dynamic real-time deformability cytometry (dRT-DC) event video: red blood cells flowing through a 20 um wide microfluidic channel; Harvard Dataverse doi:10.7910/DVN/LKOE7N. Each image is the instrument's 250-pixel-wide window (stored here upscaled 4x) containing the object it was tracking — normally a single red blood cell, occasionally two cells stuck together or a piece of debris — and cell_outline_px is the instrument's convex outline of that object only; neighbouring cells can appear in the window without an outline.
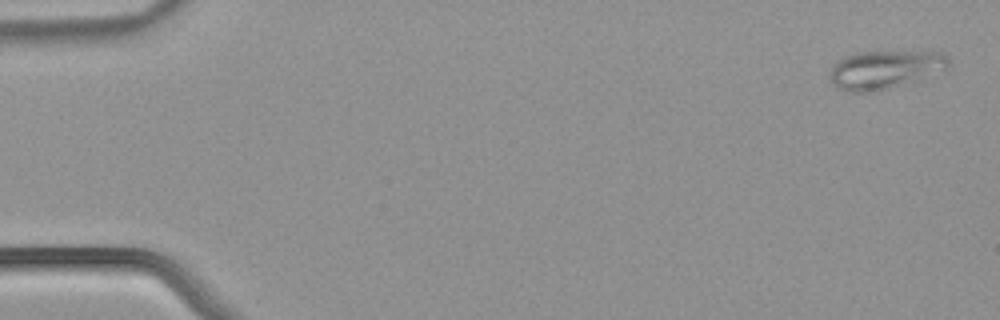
{"species": "common noctule bat (a hibernating species)", "species_latin": "Nyctalus noctula", "temperature_condition": "warm", "stored_images_in_passage": 52, "camera_frame_rate_fps": 3000, "um_per_image_px": 0.085, "animal": {"sex": "male", "body_mass_g": 21.5, "forearm_length_mm": 52.0}, "frame": {"image": 1, "passage_image": 2, "time_ms": 0.333, "image_size_px": [1000, 320], "cell_outline_px": [[948, 68], [944, 72], [920, 80], [888, 88], [868, 92], [848, 92], [836, 88], [828, 80], [828, 76], [832, 64], [836, 60], [844, 56], [856, 52], [928, 48], [944, 52], [948, 56]], "centroid_in_image_um": [75.28, 5.85], "position_along_channel_um": 9.7, "area_um2": 28.38}}
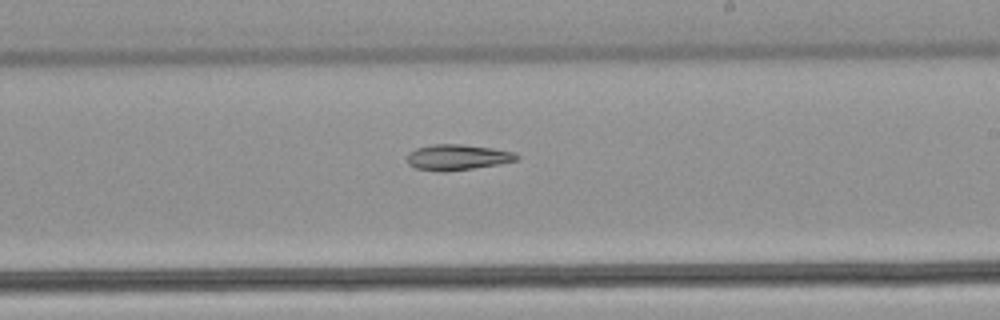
{"frame": {"image": 2, "passage_image": 31, "time_ms": 10.0, "image_size_px": [1000, 320], "cell_outline_px": [[520, 160], [472, 168], [444, 172], [440, 172], [416, 168], [408, 164], [408, 152], [416, 148], [432, 144], [464, 144], [492, 148], [516, 152], [520, 156]], "centroid_in_image_um": [38.9, 13.36], "position_along_channel_um": 250.1, "area_um2": 16.47}}
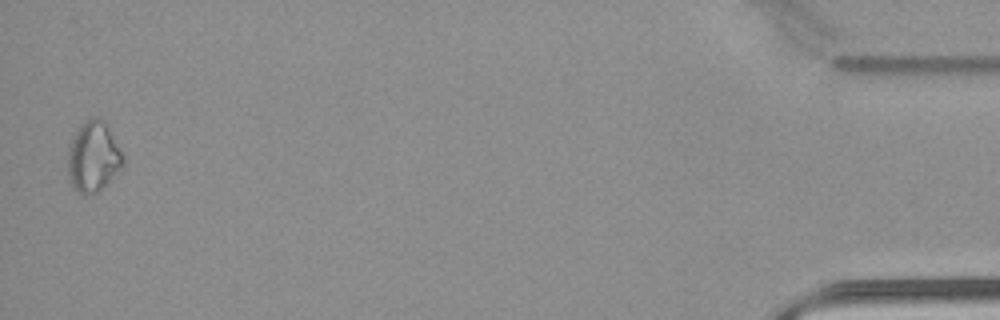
{"frame": {"image": 3, "passage_image": 51, "time_ms": 16.667, "image_size_px": [1000, 320], "cell_outline_px": [[124, 164], [96, 192], [80, 192], [72, 188], [68, 172], [68, 148], [80, 124], [84, 120], [92, 116], [100, 116], [108, 124], [124, 160]], "centroid_in_image_um": [7.91, 13.23], "position_along_channel_um": 427.3, "area_um2": 22.2}}